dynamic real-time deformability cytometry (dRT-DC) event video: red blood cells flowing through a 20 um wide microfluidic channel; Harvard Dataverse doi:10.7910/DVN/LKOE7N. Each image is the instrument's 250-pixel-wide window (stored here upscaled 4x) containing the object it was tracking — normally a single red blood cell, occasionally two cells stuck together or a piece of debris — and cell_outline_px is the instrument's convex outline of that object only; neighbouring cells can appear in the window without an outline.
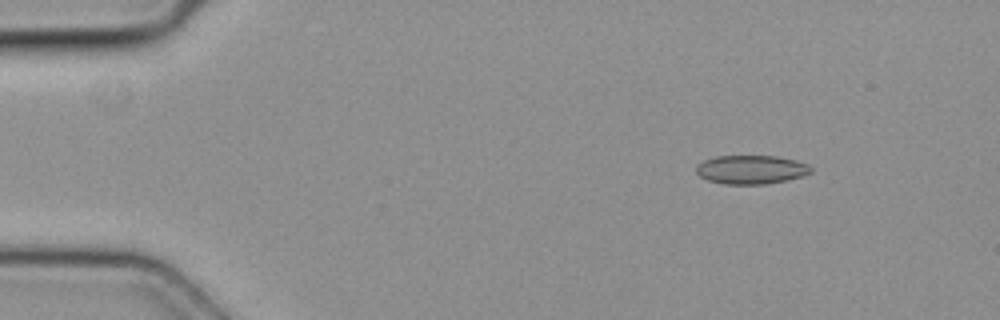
{"species": "common noctule bat (a hibernating species)", "species_latin": "Nyctalus noctula", "temperature_condition": "cold", "stored_images_in_passage": 4, "camera_frame_rate_fps": 3000, "um_per_image_px": 0.085, "animal": {"sex": "female", "body_mass_g": 19.3, "forearm_length_mm": 54.1}, "frame": {"image": 1, "passage_image": 1, "time_ms": 0.0, "image_size_px": [1000, 320], "cell_outline_px": [[812, 172], [788, 180], [764, 184], [724, 184], [708, 180], [700, 176], [696, 172], [696, 164], [704, 160], [716, 156], [776, 156], [796, 160], [808, 164], [812, 168]], "centroid_in_image_um": [63.84, 14.41], "position_along_channel_um": 21.2, "area_um2": 19.25}}